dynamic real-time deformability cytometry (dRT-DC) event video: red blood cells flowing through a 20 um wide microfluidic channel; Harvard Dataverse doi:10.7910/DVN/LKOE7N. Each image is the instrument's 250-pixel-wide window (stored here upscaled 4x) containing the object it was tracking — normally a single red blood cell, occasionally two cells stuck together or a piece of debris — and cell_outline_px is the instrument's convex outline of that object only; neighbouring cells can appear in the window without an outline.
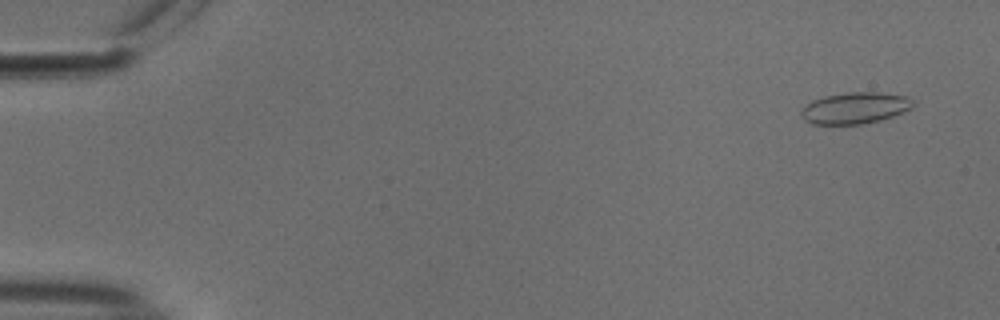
{"species": "common noctule bat (a hibernating species)", "species_latin": "Nyctalus noctula", "temperature_condition": "cold", "stored_images_in_passage": 54, "camera_frame_rate_fps": 3000, "um_per_image_px": 0.085, "animal": {"sex": "male", "body_mass_g": 18.8}, "frame": {"image": 1, "passage_image": 3, "time_ms": 0.667, "image_size_px": [1000, 320], "cell_outline_px": [[916, 104], [912, 108], [892, 116], [880, 120], [860, 124], [812, 124], [804, 120], [800, 112], [804, 104], [812, 100], [824, 96], [848, 92], [876, 92], [908, 96], [916, 100]], "centroid_in_image_um": [72.68, 9.17], "position_along_channel_um": 12.3, "area_um2": 20.69}}
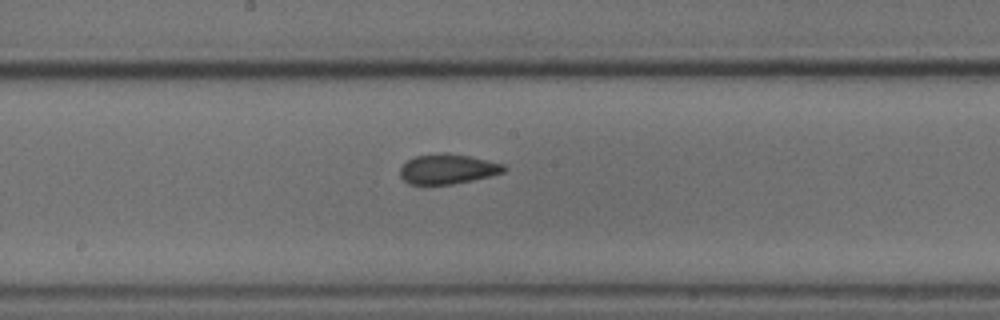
{"frame": {"image": 2, "passage_image": 29, "time_ms": 9.333, "image_size_px": [1000, 320], "cell_outline_px": [[508, 168], [504, 172], [472, 180], [452, 184], [408, 184], [400, 176], [400, 168], [408, 160], [416, 156], [444, 152], [468, 156], [504, 164]], "centroid_in_image_um": [38.04, 14.36], "position_along_channel_um": 210.2, "area_um2": 17.92}}
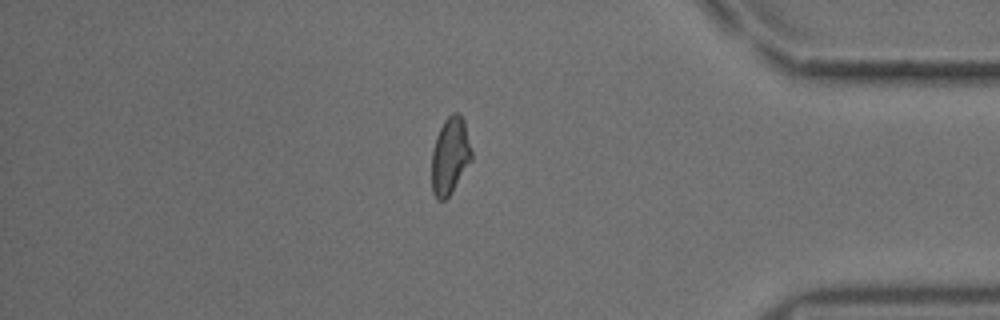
{"frame": {"image": 3, "passage_image": 46, "time_ms": 15.0, "image_size_px": [1000, 320], "cell_outline_px": [[472, 160], [448, 196], [444, 200], [436, 200], [432, 192], [432, 152], [436, 136], [444, 120], [452, 112], [456, 112], [464, 120], [472, 152]], "centroid_in_image_um": [38.25, 13.24], "position_along_channel_um": 397.0, "area_um2": 17.74}, "authors_computed_cell_mechanics": {"area_um2": 18.6694, "velocity_mm_per_s": 3.7644, "shape_relaxation_time_tau1_ms": 6.0244, "shape_relaxation_time_tau2_ms": 1.2302, "deformation_change_tau1": 0.1006, "deformation_change_tau2": 0.0626}}